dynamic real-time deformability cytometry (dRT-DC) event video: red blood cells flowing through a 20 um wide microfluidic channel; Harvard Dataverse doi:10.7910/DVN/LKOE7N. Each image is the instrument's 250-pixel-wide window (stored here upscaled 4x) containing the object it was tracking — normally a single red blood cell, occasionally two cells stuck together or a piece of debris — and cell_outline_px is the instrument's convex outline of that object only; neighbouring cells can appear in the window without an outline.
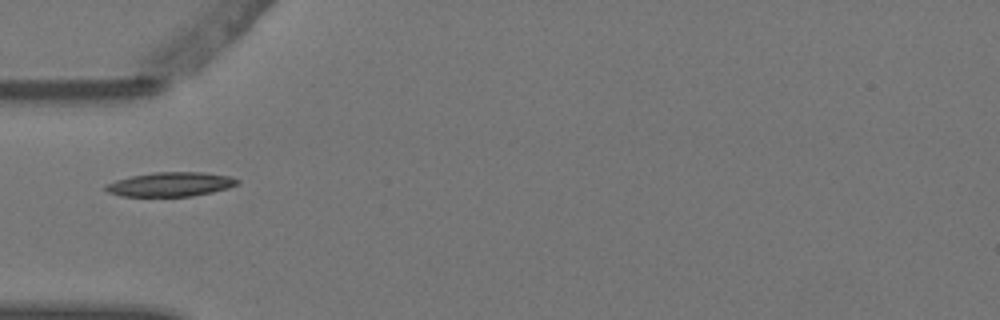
{"species": "Egyptian fruit bat (a non-hibernating species)", "species_latin": "Rousettus aegyptiacus", "temperature_condition": "warm", "stored_images_in_passage": 8, "segment_of_instrument_passage": [2, 2], "camera_frame_rate_fps": 3000, "um_per_image_px": 0.085, "animal": {"sex": "female"}, "frame": {"image": 1, "passage_image": 5, "time_ms": 1.333, "image_size_px": [1000, 320], "cell_outline_px": [[240, 180], [236, 184], [228, 188], [212, 192], [192, 196], [120, 196], [108, 192], [104, 188], [104, 184], [116, 180], [132, 176], [156, 172], [204, 172], [232, 176]], "centroid_in_image_um": [14.5, 15.66], "position_along_channel_um": 70.5, "area_um2": 18.61}}
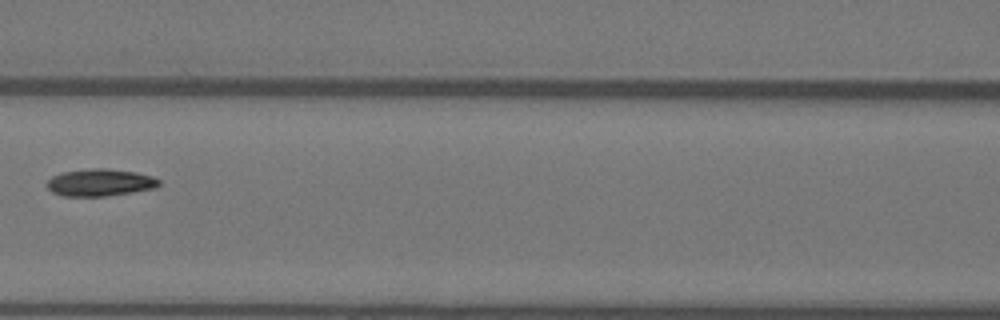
{"frame": {"image": 2, "passage_image": 7, "time_ms": 2.0, "image_size_px": [1000, 320], "cell_outline_px": [[160, 184], [156, 188], [132, 192], [104, 196], [64, 196], [52, 192], [48, 188], [48, 180], [52, 176], [64, 172], [92, 168], [108, 168], [136, 172], [152, 176], [160, 180]], "centroid_in_image_um": [8.53, 15.51], "position_along_channel_um": 158.1, "area_um2": 17.69}}
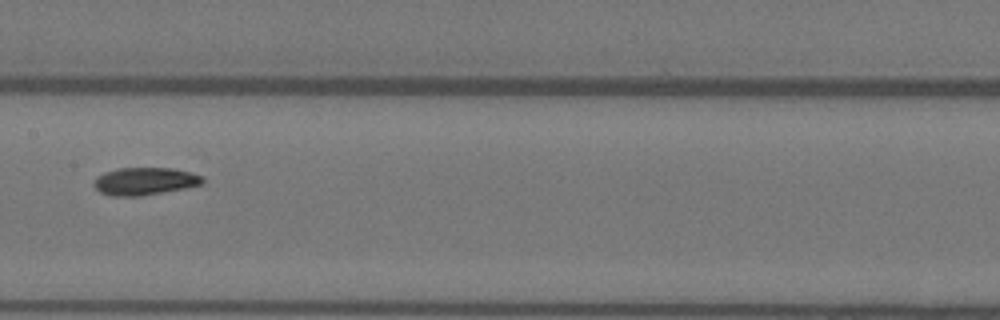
{"frame": {"image": 3, "passage_image": 8, "time_ms": 2.333, "image_size_px": [1000, 320], "cell_outline_px": [[204, 184], [184, 188], [140, 196], [112, 196], [100, 192], [92, 184], [96, 176], [104, 172], [120, 168], [176, 168], [192, 172], [204, 176]], "centroid_in_image_um": [12.32, 15.39], "position_along_channel_um": 195.1, "area_um2": 17.63}}